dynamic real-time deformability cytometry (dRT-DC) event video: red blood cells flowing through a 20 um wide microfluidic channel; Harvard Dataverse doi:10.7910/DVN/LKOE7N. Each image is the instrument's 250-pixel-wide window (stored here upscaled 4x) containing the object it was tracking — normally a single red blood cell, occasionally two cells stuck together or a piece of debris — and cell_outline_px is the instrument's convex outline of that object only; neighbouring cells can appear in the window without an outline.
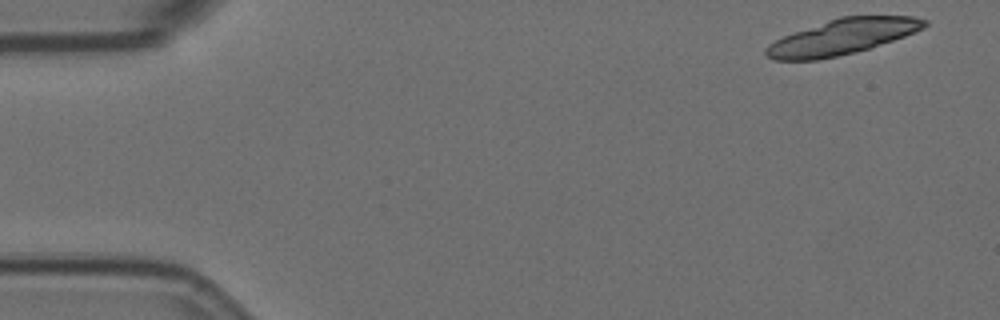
{"species": "Egyptian fruit bat (a non-hibernating species)", "species_latin": "Rousettus aegyptiacus", "temperature_condition": "room temperature", "stored_images_in_passage": 3, "camera_frame_rate_fps": 3000, "um_per_image_px": 0.085, "animal": {"sex": "female"}, "frame": {"image": 1, "passage_image": 1, "time_ms": 0.0, "image_size_px": [1000, 320], "cell_outline_px": [[928, 24], [924, 28], [916, 32], [856, 52], [816, 60], [772, 60], [764, 52], [764, 48], [768, 44], [784, 36], [828, 20], [840, 16], [912, 16], [928, 20]], "centroid_in_image_um": [71.6, 3.13], "position_along_channel_um": 13.4, "area_um2": 32.37}}